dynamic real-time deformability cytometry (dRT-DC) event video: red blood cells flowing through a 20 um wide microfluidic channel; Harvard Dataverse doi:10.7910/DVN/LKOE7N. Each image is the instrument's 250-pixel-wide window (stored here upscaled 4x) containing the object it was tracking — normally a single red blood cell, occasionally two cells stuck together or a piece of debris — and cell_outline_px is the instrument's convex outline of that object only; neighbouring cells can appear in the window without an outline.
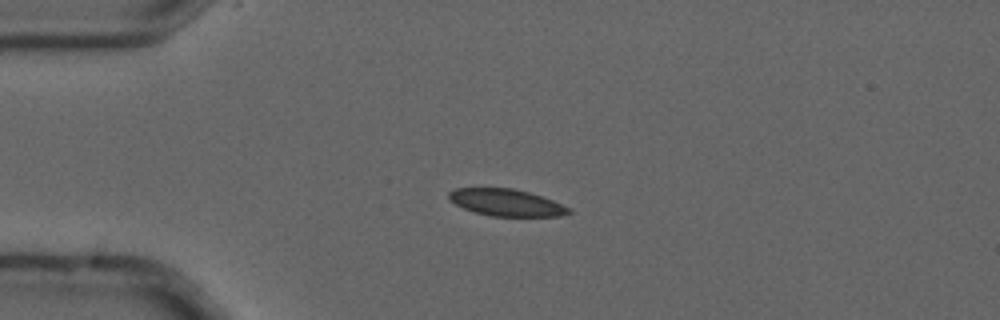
{"species": "common noctule bat (a hibernating species)", "species_latin": "Nyctalus noctula", "temperature_condition": "cold", "stored_images_in_passage": 3, "camera_frame_rate_fps": 3000, "um_per_image_px": 0.085, "animal": {"sex": "male", "forearm_length_mm": 52.5}, "frame": {"image": 1, "passage_image": 3, "time_ms": 0.667, "image_size_px": [1000, 320], "cell_outline_px": [[572, 212], [560, 216], [492, 216], [476, 212], [464, 208], [448, 200], [448, 192], [456, 188], [512, 188], [528, 192], [552, 200], [572, 208]], "centroid_in_image_um": [43.04, 17.21], "position_along_channel_um": 42.0, "area_um2": 18.73}}